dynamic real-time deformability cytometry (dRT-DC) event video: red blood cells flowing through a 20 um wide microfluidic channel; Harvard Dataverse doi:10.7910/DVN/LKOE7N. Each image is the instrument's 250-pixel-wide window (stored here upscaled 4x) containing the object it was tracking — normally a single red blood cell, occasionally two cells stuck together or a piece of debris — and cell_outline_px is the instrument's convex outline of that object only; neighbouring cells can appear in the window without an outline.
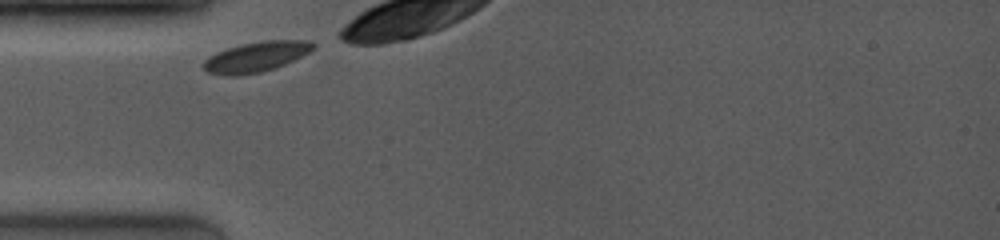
{"species": "common noctule bat (a hibernating species)", "species_latin": "Nyctalus noctula", "temperature_condition": "room temperature", "stored_images_in_passage": 7, "camera_frame_rate_fps": 4000, "um_per_image_px": 0.085, "animal": {"sex": "female", "body_mass_g": 19.0, "forearm_length_mm": 53.3}, "frame": {"image": 1, "passage_image": 1, "time_ms": 0.0, "image_size_px": [1000, 240], "cell_outline_px": [[316, 44], [308, 52], [276, 68], [260, 72], [236, 76], [228, 76], [208, 72], [204, 68], [204, 60], [208, 56], [216, 52], [228, 48], [244, 44], [264, 40], [312, 40]], "centroid_in_image_um": [21.76, 4.83], "position_along_channel_um": 63.2, "area_um2": 19.07}}